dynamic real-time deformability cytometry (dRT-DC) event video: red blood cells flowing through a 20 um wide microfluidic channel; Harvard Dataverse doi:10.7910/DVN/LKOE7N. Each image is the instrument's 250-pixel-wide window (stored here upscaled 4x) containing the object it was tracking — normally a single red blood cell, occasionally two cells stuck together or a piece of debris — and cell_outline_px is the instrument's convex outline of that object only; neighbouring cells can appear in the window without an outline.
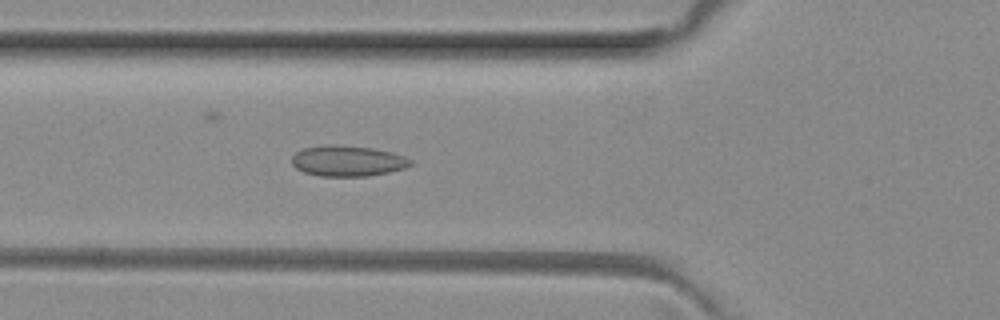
{"species": "common noctule bat (a hibernating species)", "species_latin": "Nyctalus noctula", "temperature_condition": "room temperature", "stored_images_in_passage": 4, "camera_frame_rate_fps": 3000, "um_per_image_px": 0.085, "animal": {"sex": "female", "body_mass_g": 29.2, "forearm_length_mm": 56.3}, "frame": {"image": 1, "passage_image": 4, "time_ms": 1.0, "image_size_px": [1000, 320], "cell_outline_px": [[412, 164], [404, 168], [388, 172], [368, 176], [320, 176], [304, 172], [296, 168], [292, 164], [292, 156], [296, 152], [304, 148], [328, 144], [336, 144], [372, 148], [392, 152], [404, 156], [412, 160]], "centroid_in_image_um": [29.54, 13.67], "position_along_channel_um": 96.3, "area_um2": 21.27}}